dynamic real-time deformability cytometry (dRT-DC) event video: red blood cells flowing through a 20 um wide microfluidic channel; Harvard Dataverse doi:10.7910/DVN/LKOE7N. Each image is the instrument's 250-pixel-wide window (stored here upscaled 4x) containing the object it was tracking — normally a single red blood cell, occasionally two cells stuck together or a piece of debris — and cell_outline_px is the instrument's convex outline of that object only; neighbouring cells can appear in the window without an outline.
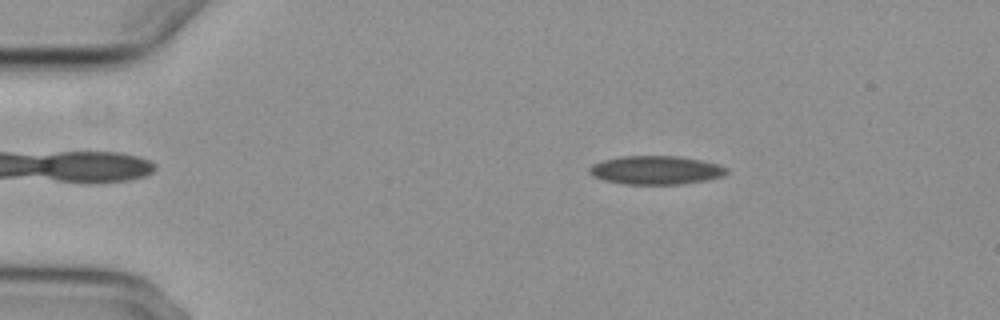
{"species": "common noctule bat (a hibernating species)", "species_latin": "Nyctalus noctula", "temperature_condition": "cold", "stored_images_in_passage": 56, "camera_frame_rate_fps": 3000, "um_per_image_px": 0.085, "animal": {"sex": "female", "body_mass_g": 29.2, "forearm_length_mm": 56.3}, "frame": {"image": 1, "passage_image": 10, "time_ms": 3.0, "image_size_px": [1000, 320], "cell_outline_px": [[728, 172], [724, 176], [704, 180], [680, 184], [624, 184], [604, 180], [592, 176], [588, 172], [588, 168], [592, 164], [604, 160], [624, 156], [680, 156], [720, 164], [728, 168]], "centroid_in_image_um": [55.76, 14.46], "position_along_channel_um": 29.2, "area_um2": 22.89}}
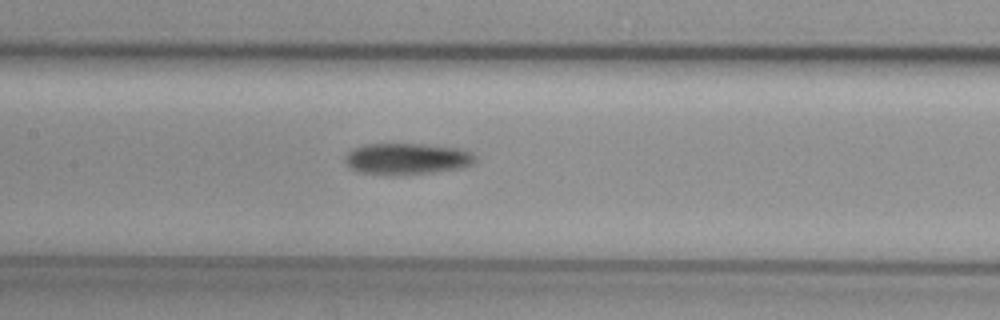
{"frame": {"image": 2, "passage_image": 27, "time_ms": 8.667, "image_size_px": [1000, 320], "cell_outline_px": [[476, 160], [472, 164], [460, 168], [432, 172], [396, 176], [388, 176], [356, 172], [344, 160], [344, 156], [352, 148], [364, 144], [424, 144], [460, 148], [472, 152], [476, 156]], "centroid_in_image_um": [34.56, 13.51], "position_along_channel_um": 172.8, "area_um2": 24.22}}
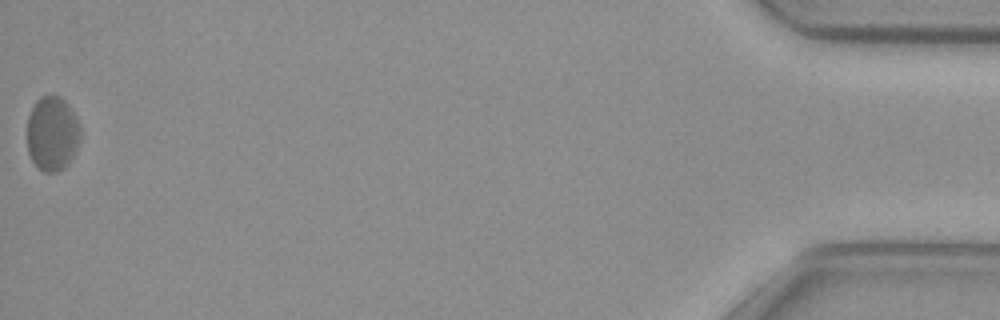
{"frame": {"image": 3, "passage_image": 56, "time_ms": 18.333, "image_size_px": [1000, 320], "cell_outline_px": [[80, 140], [76, 152], [68, 164], [64, 168], [56, 172], [44, 172], [32, 160], [28, 152], [28, 116], [36, 100], [40, 96], [60, 96], [68, 104], [80, 124]], "centroid_in_image_um": [4.46, 11.36], "position_along_channel_um": 430.7, "area_um2": 23.18}, "authors_computed_cell_mechanics": {"area_um2": 22.8888, "velocity_mm_per_s": 3.6893, "shape_relaxation_time_tau1_ms": 4.8798, "shape_relaxation_time_tau2_ms": null, "deformation_change_tau1": 0.0838, "deformation_change_tau2": null}}